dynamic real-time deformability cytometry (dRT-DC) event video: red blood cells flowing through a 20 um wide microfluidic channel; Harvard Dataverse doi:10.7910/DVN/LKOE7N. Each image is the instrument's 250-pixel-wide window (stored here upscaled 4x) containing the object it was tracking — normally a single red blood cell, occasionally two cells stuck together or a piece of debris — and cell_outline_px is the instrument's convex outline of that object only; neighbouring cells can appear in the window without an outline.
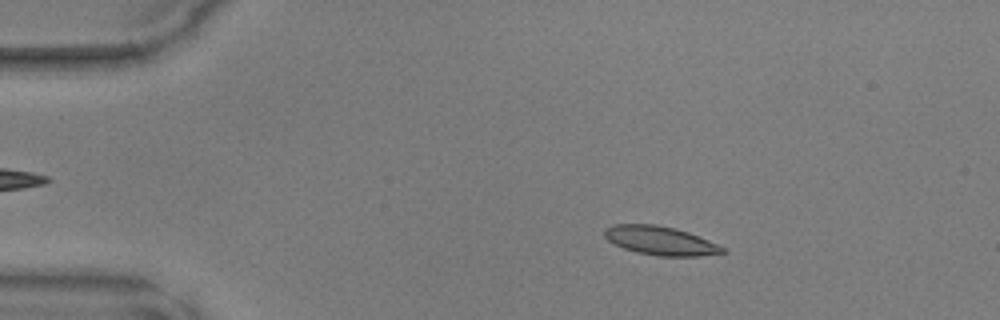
{"species": "common noctule bat (a hibernating species)", "species_latin": "Nyctalus noctula", "temperature_condition": "warm", "stored_images_in_passage": 44, "camera_frame_rate_fps": 3000, "um_per_image_px": 0.085, "animal": {"sex": "male", "body_mass_g": 17.9, "forearm_length_mm": 54.2}, "frame": {"image": 1, "passage_image": 4, "time_ms": 1.0, "image_size_px": [1000, 320], "cell_outline_px": [[728, 252], [700, 256], [660, 256], [636, 252], [624, 248], [608, 240], [604, 236], [604, 228], [612, 224], [656, 224], [676, 228], [688, 232], [708, 240], [724, 248]], "centroid_in_image_um": [56.12, 20.45], "position_along_channel_um": 28.9, "area_um2": 19.77}}
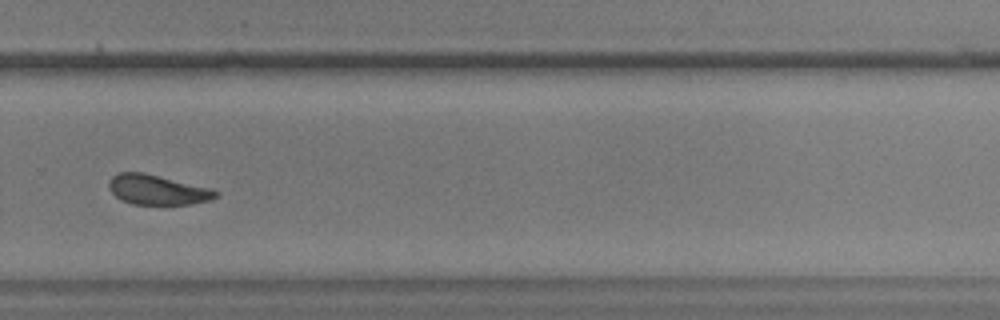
{"frame": {"image": 2, "passage_image": 29, "time_ms": 9.333, "image_size_px": [1000, 320], "cell_outline_px": [[220, 192], [216, 196], [208, 200], [192, 204], [132, 204], [120, 200], [108, 188], [108, 180], [112, 176], [120, 172], [144, 172], [212, 188]], "centroid_in_image_um": [13.36, 16.12], "position_along_channel_um": 316.4, "area_um2": 18.73}}
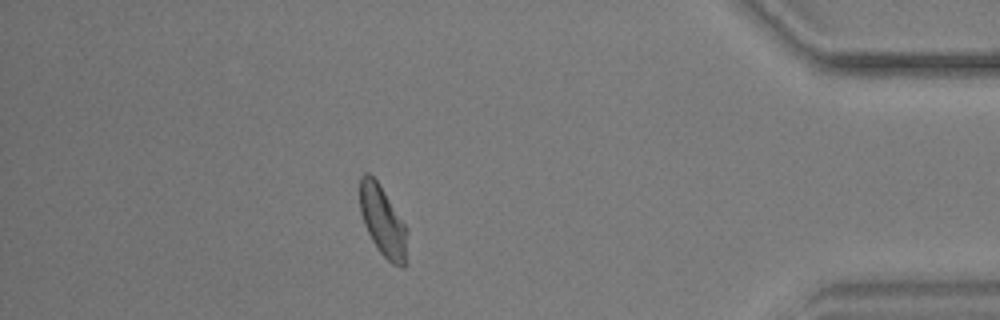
{"frame": {"image": 3, "passage_image": 38, "time_ms": 12.333, "image_size_px": [1000, 320], "cell_outline_px": [[408, 232], [404, 268], [400, 268], [392, 264], [376, 248], [364, 224], [360, 212], [360, 176], [364, 172], [368, 172], [380, 184], [408, 228]], "centroid_in_image_um": [32.55, 18.79], "position_along_channel_um": 402.7, "area_um2": 19.59}}